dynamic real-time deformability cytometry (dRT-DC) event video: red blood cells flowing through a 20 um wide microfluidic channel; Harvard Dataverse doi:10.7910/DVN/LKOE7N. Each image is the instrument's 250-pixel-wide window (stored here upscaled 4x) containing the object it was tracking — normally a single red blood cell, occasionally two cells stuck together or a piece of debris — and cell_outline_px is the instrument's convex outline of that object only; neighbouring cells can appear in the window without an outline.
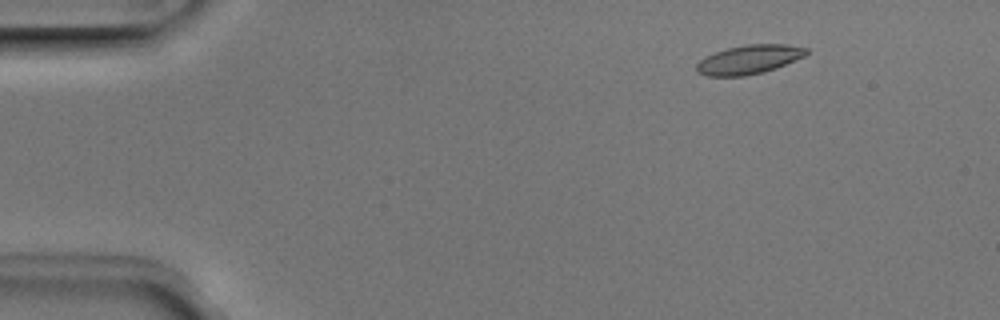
{"species": "Egyptian fruit bat (a non-hibernating species)", "species_latin": "Rousettus aegyptiacus", "temperature_condition": "room temperature", "stored_images_in_passage": 52, "camera_frame_rate_fps": 3000, "um_per_image_px": 0.085, "animal": {"sex": "male"}, "frame": {"image": 1, "passage_image": 7, "time_ms": 2.0, "image_size_px": [1000, 320], "cell_outline_px": [[808, 52], [804, 56], [776, 68], [764, 72], [744, 76], [708, 76], [696, 72], [696, 64], [700, 60], [716, 52], [728, 48], [748, 44], [788, 44], [808, 48]], "centroid_in_image_um": [63.68, 5.06], "position_along_channel_um": 21.3, "area_um2": 18.44}}
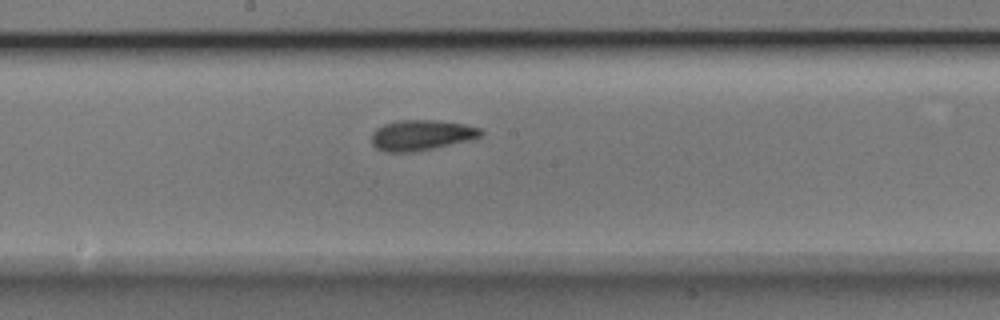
{"frame": {"image": 2, "passage_image": 28, "time_ms": 9.0, "image_size_px": [1000, 320], "cell_outline_px": [[484, 132], [480, 136], [472, 140], [412, 152], [388, 152], [376, 148], [372, 144], [372, 132], [376, 128], [384, 124], [400, 120], [436, 120], [464, 124], [480, 128]], "centroid_in_image_um": [35.82, 11.48], "position_along_channel_um": 212.4, "area_um2": 19.36}}
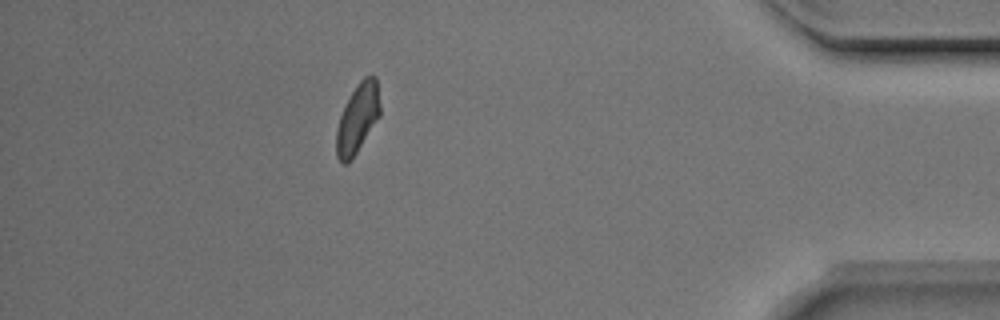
{"frame": {"image": 3, "passage_image": 46, "time_ms": 15.0, "image_size_px": [1000, 320], "cell_outline_px": [[380, 116], [348, 164], [340, 164], [336, 156], [336, 132], [340, 116], [356, 84], [364, 76], [372, 72], [376, 76], [380, 104]], "centroid_in_image_um": [30.4, 10.04], "position_along_channel_um": 404.8, "area_um2": 17.69}, "authors_computed_cell_mechanics": {"area_um2": 18.4382, "velocity_mm_per_s": 3.9618, "shape_relaxation_time_tau1_ms": 2.7767, "shape_relaxation_time_tau2_ms": 1.709, "deformation_change_tau1": 0.1181, "deformation_change_tau2": 0.0761}}